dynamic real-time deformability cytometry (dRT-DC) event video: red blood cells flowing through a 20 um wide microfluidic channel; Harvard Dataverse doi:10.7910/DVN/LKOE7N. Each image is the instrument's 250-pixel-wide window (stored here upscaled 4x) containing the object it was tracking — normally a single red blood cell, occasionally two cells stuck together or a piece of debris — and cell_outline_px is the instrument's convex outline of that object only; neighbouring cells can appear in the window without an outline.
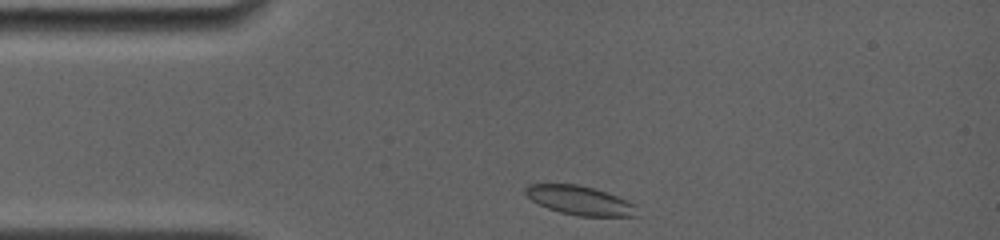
{"species": "common noctule bat (a hibernating species)", "species_latin": "Nyctalus noctula", "temperature_condition": "room temperature", "stored_images_in_passage": 26, "camera_frame_rate_fps": 4000, "um_per_image_px": 0.085, "animal": {"sex": "female", "body_mass_g": 19.0, "forearm_length_mm": 56.7}, "frame": {"image": 1, "passage_image": 1, "time_ms": 0.0, "image_size_px": [1000, 240], "cell_outline_px": [[636, 216], [576, 216], [560, 212], [548, 208], [532, 200], [524, 192], [524, 188], [528, 184], [576, 184], [592, 188], [616, 196], [636, 204]], "centroid_in_image_um": [49.26, 17.04], "position_along_channel_um": 35.7, "area_um2": 18.61}}
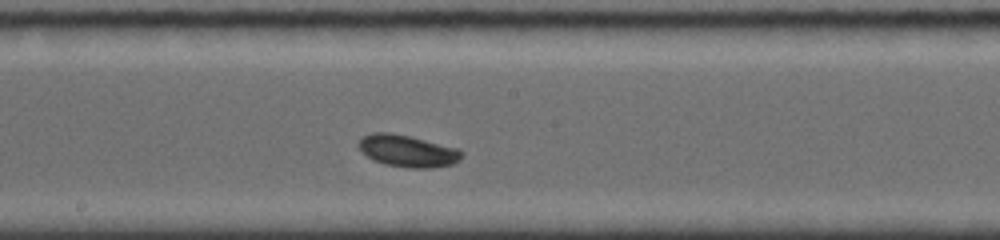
{"frame": {"image": 2, "passage_image": 13, "time_ms": 5.5, "image_size_px": [1000, 240], "cell_outline_px": [[464, 152], [460, 160], [452, 164], [432, 168], [408, 168], [384, 164], [372, 160], [356, 144], [364, 136], [372, 132], [388, 132], [408, 136], [456, 148]], "centroid_in_image_um": [34.64, 12.84], "position_along_channel_um": 213.6, "area_um2": 19.02}}
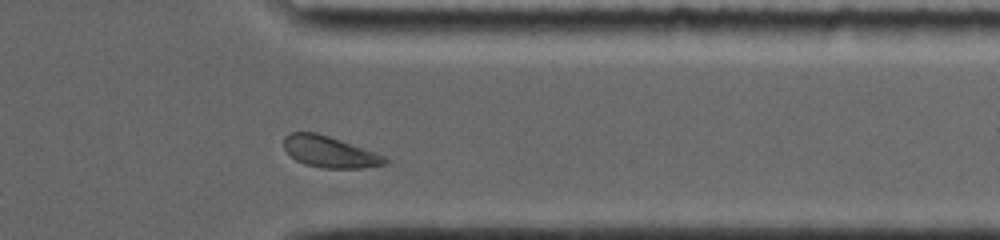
{"frame": {"image": 3, "passage_image": 23, "time_ms": 10.0, "image_size_px": [1000, 240], "cell_outline_px": [[388, 160], [384, 164], [364, 168], [324, 168], [304, 164], [296, 160], [284, 148], [284, 136], [292, 132], [316, 132], [340, 140], [384, 156]], "centroid_in_image_um": [27.98, 12.91], "position_along_channel_um": 383.4, "area_um2": 18.09}, "authors_computed_cell_mechanics": {"area_um2": 18.496, "velocity_mm_per_s": 3.7528, "shape_relaxation_time_tau1_ms": 3.372, "shape_relaxation_time_tau2_ms": null, "deformation_change_tau1": 0.0931, "deformation_change_tau2": null}}